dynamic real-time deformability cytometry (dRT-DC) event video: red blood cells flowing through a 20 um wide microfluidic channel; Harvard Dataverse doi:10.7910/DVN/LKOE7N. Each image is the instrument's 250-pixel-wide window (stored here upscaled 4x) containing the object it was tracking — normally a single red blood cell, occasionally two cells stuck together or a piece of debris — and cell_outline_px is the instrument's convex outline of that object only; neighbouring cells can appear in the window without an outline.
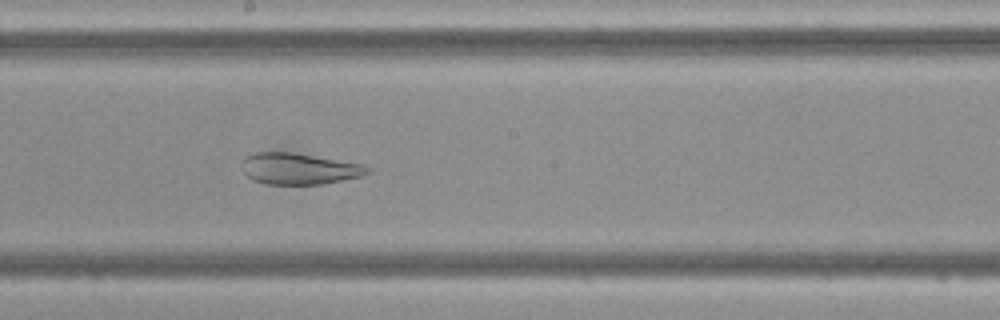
{"species": "Egyptian fruit bat (a non-hibernating species)", "species_latin": "Rousettus aegyptiacus", "temperature_condition": "cold", "stored_images_in_passage": 43, "camera_frame_rate_fps": 3000, "um_per_image_px": 0.085, "frame": {"image": 1, "passage_image": 21, "time_ms": 6.667, "image_size_px": [1000, 320], "cell_outline_px": [[372, 172], [360, 176], [344, 180], [324, 184], [264, 184], [252, 180], [244, 172], [244, 156], [256, 152], [292, 152], [364, 164]], "centroid_in_image_um": [25.44, 14.34], "position_along_channel_um": 222.8, "area_um2": 22.89}}
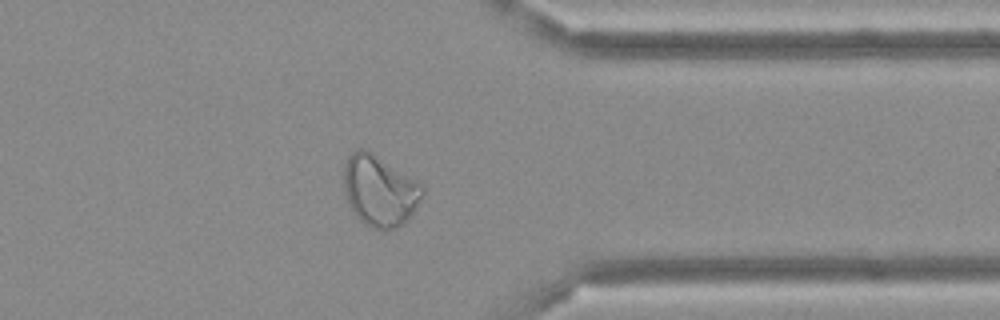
{"frame": {"image": 2, "passage_image": 33, "time_ms": 10.667, "image_size_px": [1000, 320], "cell_outline_px": [[424, 192], [416, 208], [408, 220], [396, 228], [372, 228], [364, 224], [356, 216], [348, 204], [344, 196], [344, 164], [348, 156], [356, 148], [364, 148], [372, 152], [416, 180], [424, 188]], "centroid_in_image_um": [32.24, 16.2], "position_along_channel_um": 379.2, "area_um2": 32.54}}
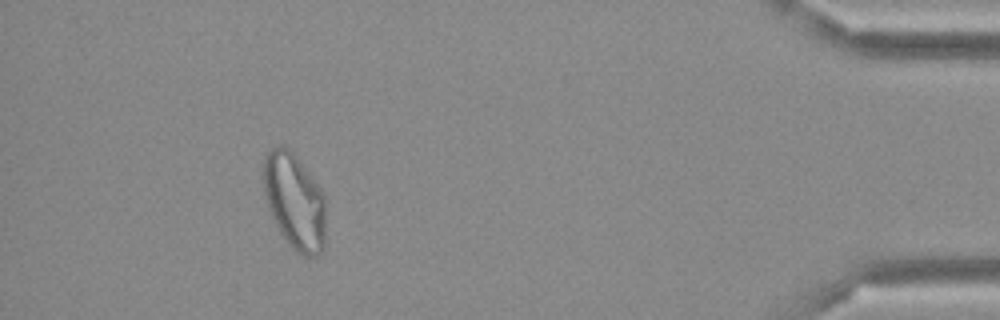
{"frame": {"image": 3, "passage_image": 39, "time_ms": 12.667, "image_size_px": [1000, 320], "cell_outline_px": [[324, 248], [316, 256], [304, 256], [296, 252], [284, 240], [268, 208], [264, 196], [260, 172], [264, 156], [272, 148], [280, 144], [284, 144], [300, 160], [320, 188], [324, 196]], "centroid_in_image_um": [24.98, 17.07], "position_along_channel_um": 410.2, "area_um2": 35.43}}